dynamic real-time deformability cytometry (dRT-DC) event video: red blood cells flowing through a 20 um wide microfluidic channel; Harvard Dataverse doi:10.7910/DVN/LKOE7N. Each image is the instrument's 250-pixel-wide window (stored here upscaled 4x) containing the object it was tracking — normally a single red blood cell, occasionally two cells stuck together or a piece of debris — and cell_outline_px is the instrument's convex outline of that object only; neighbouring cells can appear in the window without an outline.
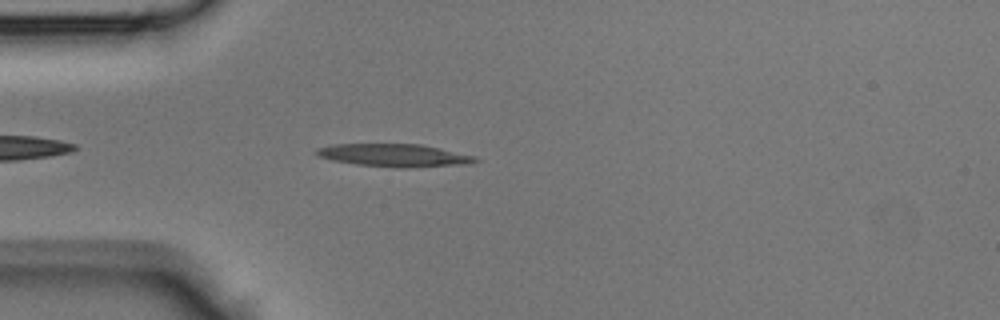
{"species": "Egyptian fruit bat (a non-hibernating species)", "species_latin": "Rousettus aegyptiacus", "temperature_condition": "room temperature", "stored_images_in_passage": 23, "camera_frame_rate_fps": 3000, "um_per_image_px": 0.085, "animal": {"sex": "male"}, "frame": {"image": 1, "passage_image": 4, "time_ms": 1.0, "image_size_px": [1000, 320], "cell_outline_px": [[480, 160], [464, 164], [404, 168], [400, 168], [356, 164], [332, 160], [320, 156], [316, 152], [316, 148], [332, 144], [420, 144], [440, 148], [476, 156]], "centroid_in_image_um": [33.51, 13.2], "position_along_channel_um": 51.5, "area_um2": 20.92}}
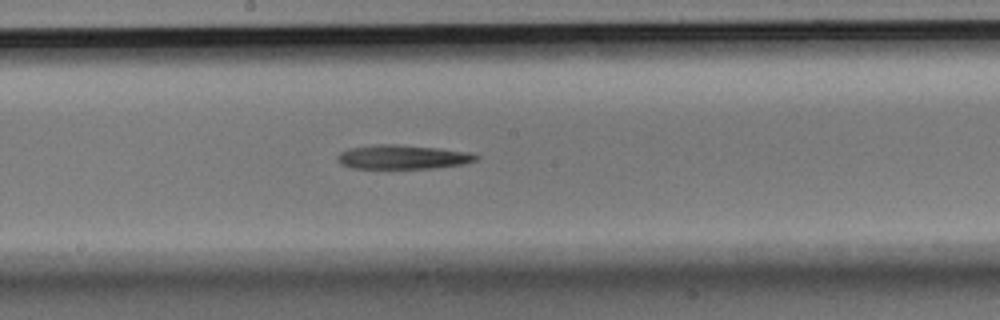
{"frame": {"image": 2, "passage_image": 15, "time_ms": 4.667, "image_size_px": [1000, 320], "cell_outline_px": [[480, 156], [476, 160], [460, 164], [432, 168], [352, 168], [340, 164], [336, 160], [336, 156], [340, 152], [348, 148], [376, 144], [396, 144], [436, 148], [468, 152]], "centroid_in_image_um": [34.14, 13.34], "position_along_channel_um": 214.1, "area_um2": 19.36}}
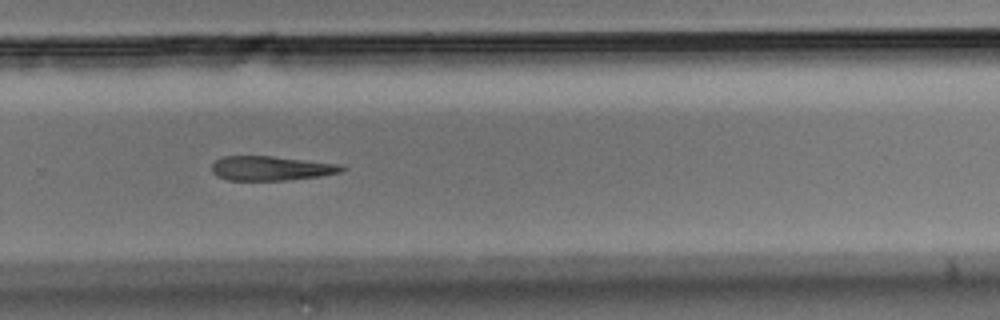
{"frame": {"image": 3, "passage_image": 21, "time_ms": 6.667, "image_size_px": [1000, 320], "cell_outline_px": [[344, 168], [340, 172], [320, 176], [288, 180], [228, 180], [216, 176], [212, 172], [212, 164], [216, 160], [224, 156], [272, 156], [340, 164]], "centroid_in_image_um": [23.0, 14.3], "position_along_channel_um": 306.8, "area_um2": 18.38}}